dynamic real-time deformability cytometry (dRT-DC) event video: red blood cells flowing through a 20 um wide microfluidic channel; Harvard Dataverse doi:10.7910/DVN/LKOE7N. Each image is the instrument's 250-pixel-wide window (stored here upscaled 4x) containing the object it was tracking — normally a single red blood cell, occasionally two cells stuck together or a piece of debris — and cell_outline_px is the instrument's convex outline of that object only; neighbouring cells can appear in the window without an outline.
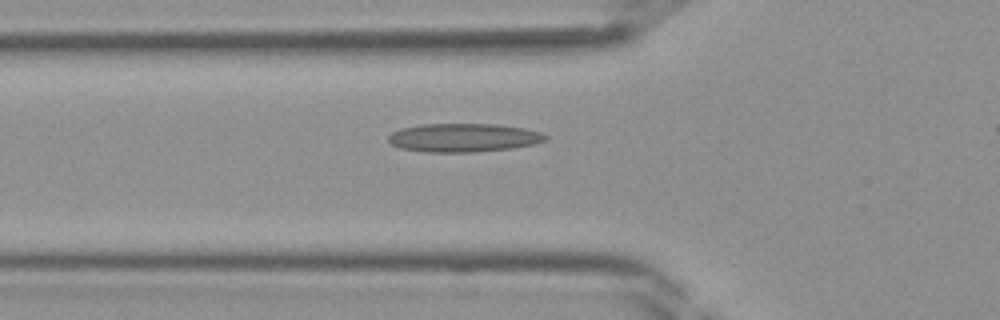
{"species": "Egyptian fruit bat (a non-hibernating species)", "species_latin": "Rousettus aegyptiacus", "temperature_condition": "room temperature", "stored_images_in_passage": 30, "camera_frame_rate_fps": 3000, "um_per_image_px": 0.085, "frame": {"image": 1, "passage_image": 8, "time_ms": 2.333, "image_size_px": [1000, 320], "cell_outline_px": [[548, 140], [536, 144], [512, 148], [476, 152], [424, 152], [400, 148], [392, 144], [388, 140], [388, 136], [392, 132], [400, 128], [420, 124], [496, 124], [524, 128], [540, 132], [548, 136]], "centroid_in_image_um": [39.41, 11.7], "position_along_channel_um": 86.4, "area_um2": 26.36}}
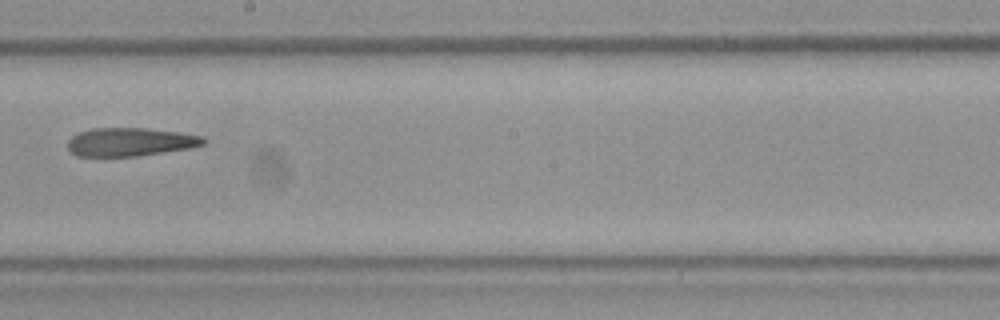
{"frame": {"image": 2, "passage_image": 17, "time_ms": 5.333, "image_size_px": [1000, 320], "cell_outline_px": [[208, 140], [204, 144], [192, 148], [136, 156], [76, 156], [68, 148], [68, 140], [72, 136], [80, 132], [92, 128], [148, 128], [204, 136]], "centroid_in_image_um": [11.1, 12.06], "position_along_channel_um": 237.1, "area_um2": 22.48}}
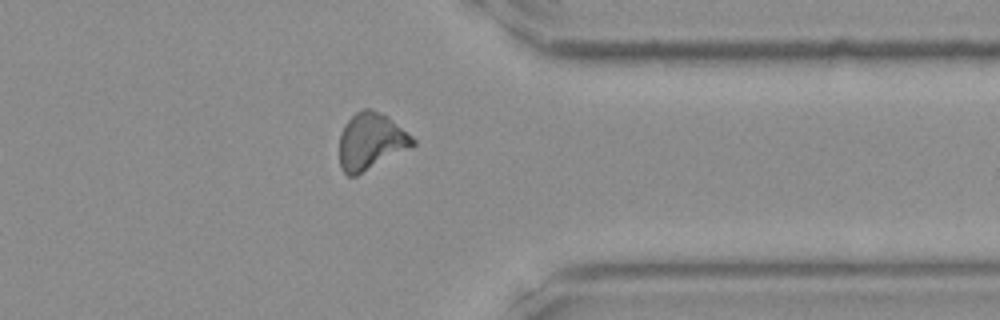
{"frame": {"image": 3, "passage_image": 26, "time_ms": 8.333, "image_size_px": [1000, 320], "cell_outline_px": [[416, 144], [412, 148], [356, 176], [348, 176], [340, 168], [340, 132], [344, 124], [356, 112], [364, 108], [372, 108], [388, 116], [412, 136], [416, 140]], "centroid_in_image_um": [31.54, 12.02], "position_along_channel_um": 379.9, "area_um2": 24.57}}